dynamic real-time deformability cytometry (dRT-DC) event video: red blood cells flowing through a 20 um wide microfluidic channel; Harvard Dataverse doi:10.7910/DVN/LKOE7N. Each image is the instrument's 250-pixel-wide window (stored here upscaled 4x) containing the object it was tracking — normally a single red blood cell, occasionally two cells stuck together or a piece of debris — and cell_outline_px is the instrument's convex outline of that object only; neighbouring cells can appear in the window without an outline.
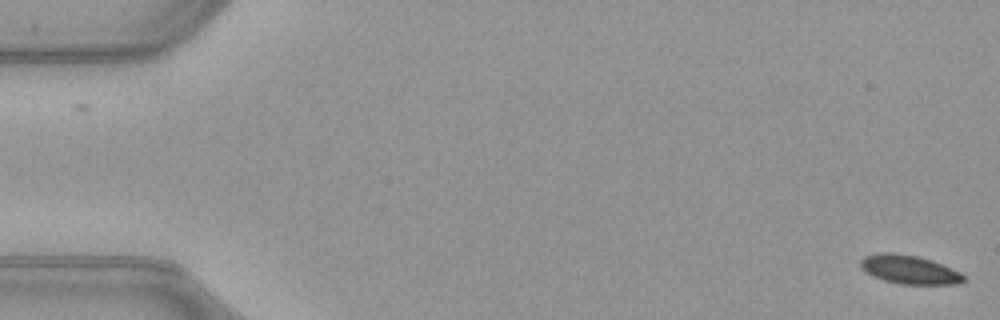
{"species": "common noctule bat (a hibernating species)", "species_latin": "Nyctalus noctula", "temperature_condition": "warm", "stored_images_in_passage": 52, "camera_frame_rate_fps": 3000, "um_per_image_px": 0.085, "animal": {"sex": "female", "body_mass_g": 21.9}, "frame": {"image": 1, "passage_image": 1, "time_ms": 0.0, "image_size_px": [1000, 320], "cell_outline_px": [[964, 280], [956, 284], [900, 284], [884, 280], [872, 276], [860, 268], [860, 260], [864, 256], [880, 252], [892, 252], [916, 256], [932, 260], [952, 268], [960, 272], [964, 276]], "centroid_in_image_um": [77.25, 22.9], "position_along_channel_um": 7.7, "area_um2": 17.28}}
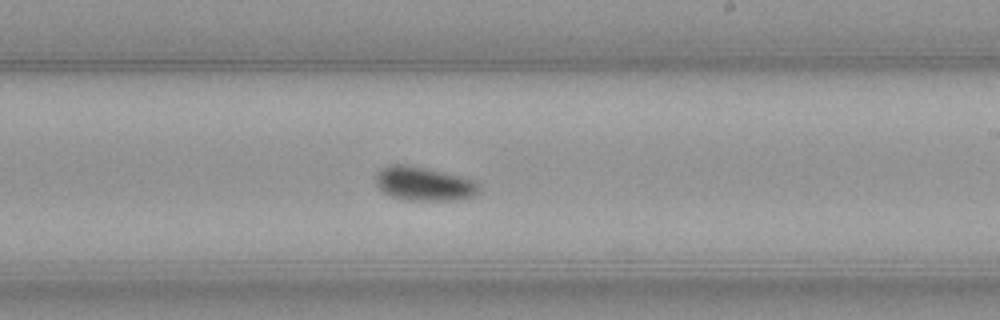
{"frame": {"image": 2, "passage_image": 31, "time_ms": 10.0, "image_size_px": [1000, 320], "cell_outline_px": [[480, 192], [472, 196], [456, 200], [404, 200], [392, 196], [384, 192], [376, 184], [376, 172], [380, 168], [388, 164], [404, 164], [424, 168], [472, 180], [476, 184]], "centroid_in_image_um": [35.95, 15.62], "position_along_channel_um": 253.0, "area_um2": 20.0}}
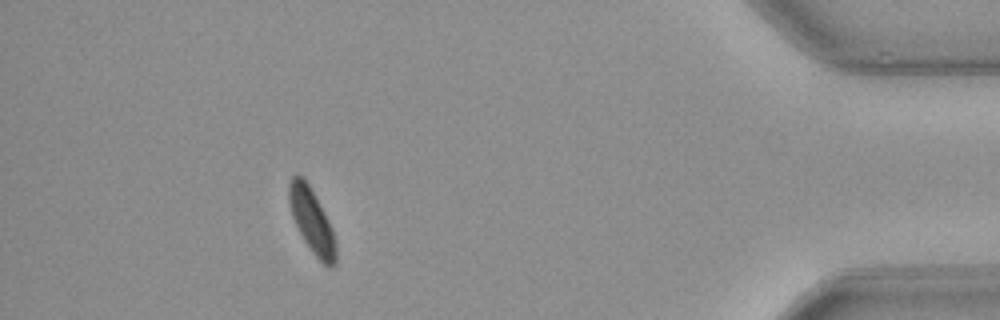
{"frame": {"image": 3, "passage_image": 47, "time_ms": 15.333, "image_size_px": [1000, 320], "cell_outline_px": [[336, 264], [332, 268], [328, 268], [312, 252], [304, 240], [292, 216], [288, 200], [288, 184], [292, 176], [296, 172], [308, 184], [324, 212], [332, 228], [336, 240]], "centroid_in_image_um": [26.51, 18.79], "position_along_channel_um": 408.7, "area_um2": 17.46}, "authors_computed_cell_mechanics": {"area_um2": 18.5827, "velocity_mm_per_s": 3.9867, "shape_relaxation_time_tau1_ms": 2.8786, "shape_relaxation_time_tau2_ms": null, "deformation_change_tau1": 0.0703, "deformation_change_tau2": null}}